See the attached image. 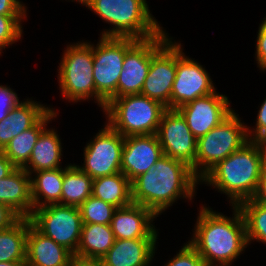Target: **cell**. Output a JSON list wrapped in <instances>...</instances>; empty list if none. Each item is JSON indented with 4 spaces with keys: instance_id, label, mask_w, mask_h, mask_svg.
Segmentation results:
<instances>
[{
    "instance_id": "6da1fadb",
    "label": "cell",
    "mask_w": 266,
    "mask_h": 266,
    "mask_svg": "<svg viewBox=\"0 0 266 266\" xmlns=\"http://www.w3.org/2000/svg\"><path fill=\"white\" fill-rule=\"evenodd\" d=\"M231 207L232 217L206 205L199 208L193 236L188 243L207 266H231L248 246L243 214L238 206Z\"/></svg>"
},
{
    "instance_id": "7a4b0ae2",
    "label": "cell",
    "mask_w": 266,
    "mask_h": 266,
    "mask_svg": "<svg viewBox=\"0 0 266 266\" xmlns=\"http://www.w3.org/2000/svg\"><path fill=\"white\" fill-rule=\"evenodd\" d=\"M200 180L187 164L164 155L155 165L131 181L132 202L150 209L157 217L179 198L190 202Z\"/></svg>"
},
{
    "instance_id": "3957f363",
    "label": "cell",
    "mask_w": 266,
    "mask_h": 266,
    "mask_svg": "<svg viewBox=\"0 0 266 266\" xmlns=\"http://www.w3.org/2000/svg\"><path fill=\"white\" fill-rule=\"evenodd\" d=\"M265 161L266 142L248 140L211 169L200 183L217 189L228 197L231 206H238L255 194Z\"/></svg>"
},
{
    "instance_id": "277c9868",
    "label": "cell",
    "mask_w": 266,
    "mask_h": 266,
    "mask_svg": "<svg viewBox=\"0 0 266 266\" xmlns=\"http://www.w3.org/2000/svg\"><path fill=\"white\" fill-rule=\"evenodd\" d=\"M83 5L103 22L113 25L101 32L103 37L145 40L159 35L164 29L153 17L146 0H87Z\"/></svg>"
},
{
    "instance_id": "5b68a950",
    "label": "cell",
    "mask_w": 266,
    "mask_h": 266,
    "mask_svg": "<svg viewBox=\"0 0 266 266\" xmlns=\"http://www.w3.org/2000/svg\"><path fill=\"white\" fill-rule=\"evenodd\" d=\"M58 66L59 89L65 100L94 101L104 110L107 103L96 93L93 76V44L82 40L64 48ZM91 98V99H90Z\"/></svg>"
},
{
    "instance_id": "8992f818",
    "label": "cell",
    "mask_w": 266,
    "mask_h": 266,
    "mask_svg": "<svg viewBox=\"0 0 266 266\" xmlns=\"http://www.w3.org/2000/svg\"><path fill=\"white\" fill-rule=\"evenodd\" d=\"M167 108L142 94L111 99L103 113L106 122L123 137L156 134Z\"/></svg>"
},
{
    "instance_id": "52a82bcc",
    "label": "cell",
    "mask_w": 266,
    "mask_h": 266,
    "mask_svg": "<svg viewBox=\"0 0 266 266\" xmlns=\"http://www.w3.org/2000/svg\"><path fill=\"white\" fill-rule=\"evenodd\" d=\"M236 114L234 110L218 126L197 139L196 158L191 170L199 180L249 140L247 124Z\"/></svg>"
},
{
    "instance_id": "ba28073f",
    "label": "cell",
    "mask_w": 266,
    "mask_h": 266,
    "mask_svg": "<svg viewBox=\"0 0 266 266\" xmlns=\"http://www.w3.org/2000/svg\"><path fill=\"white\" fill-rule=\"evenodd\" d=\"M93 44V76L96 93L108 103L118 97V80L126 52L138 41L129 37H99Z\"/></svg>"
},
{
    "instance_id": "9c48e42d",
    "label": "cell",
    "mask_w": 266,
    "mask_h": 266,
    "mask_svg": "<svg viewBox=\"0 0 266 266\" xmlns=\"http://www.w3.org/2000/svg\"><path fill=\"white\" fill-rule=\"evenodd\" d=\"M30 220L41 233L76 255L82 229L79 207L46 205L34 209Z\"/></svg>"
},
{
    "instance_id": "30bf717a",
    "label": "cell",
    "mask_w": 266,
    "mask_h": 266,
    "mask_svg": "<svg viewBox=\"0 0 266 266\" xmlns=\"http://www.w3.org/2000/svg\"><path fill=\"white\" fill-rule=\"evenodd\" d=\"M124 138L106 122L83 148L84 164L76 166L92 179L121 172Z\"/></svg>"
},
{
    "instance_id": "8fae6325",
    "label": "cell",
    "mask_w": 266,
    "mask_h": 266,
    "mask_svg": "<svg viewBox=\"0 0 266 266\" xmlns=\"http://www.w3.org/2000/svg\"><path fill=\"white\" fill-rule=\"evenodd\" d=\"M166 31L138 40L125 54L118 80V97L140 94L148 75L151 58L170 40Z\"/></svg>"
},
{
    "instance_id": "7c38bea8",
    "label": "cell",
    "mask_w": 266,
    "mask_h": 266,
    "mask_svg": "<svg viewBox=\"0 0 266 266\" xmlns=\"http://www.w3.org/2000/svg\"><path fill=\"white\" fill-rule=\"evenodd\" d=\"M182 50L181 42L177 41V71L171 90V109H178L216 91L205 67L186 56Z\"/></svg>"
},
{
    "instance_id": "4fadbf2b",
    "label": "cell",
    "mask_w": 266,
    "mask_h": 266,
    "mask_svg": "<svg viewBox=\"0 0 266 266\" xmlns=\"http://www.w3.org/2000/svg\"><path fill=\"white\" fill-rule=\"evenodd\" d=\"M156 135L164 155L194 166L197 139L177 109L164 111Z\"/></svg>"
},
{
    "instance_id": "5bb4252c",
    "label": "cell",
    "mask_w": 266,
    "mask_h": 266,
    "mask_svg": "<svg viewBox=\"0 0 266 266\" xmlns=\"http://www.w3.org/2000/svg\"><path fill=\"white\" fill-rule=\"evenodd\" d=\"M171 39L151 58L142 95L171 109V90L177 71V42Z\"/></svg>"
},
{
    "instance_id": "9a60e30c",
    "label": "cell",
    "mask_w": 266,
    "mask_h": 266,
    "mask_svg": "<svg viewBox=\"0 0 266 266\" xmlns=\"http://www.w3.org/2000/svg\"><path fill=\"white\" fill-rule=\"evenodd\" d=\"M224 94L215 91L182 105L177 110L186 120L187 126L196 139L218 126L234 110Z\"/></svg>"
},
{
    "instance_id": "2e32d148",
    "label": "cell",
    "mask_w": 266,
    "mask_h": 266,
    "mask_svg": "<svg viewBox=\"0 0 266 266\" xmlns=\"http://www.w3.org/2000/svg\"><path fill=\"white\" fill-rule=\"evenodd\" d=\"M163 156L156 134L127 136L124 138L121 172L132 181Z\"/></svg>"
},
{
    "instance_id": "e0dca14e",
    "label": "cell",
    "mask_w": 266,
    "mask_h": 266,
    "mask_svg": "<svg viewBox=\"0 0 266 266\" xmlns=\"http://www.w3.org/2000/svg\"><path fill=\"white\" fill-rule=\"evenodd\" d=\"M156 218L150 209L132 202L114 211L110 225L115 239H158Z\"/></svg>"
},
{
    "instance_id": "ac0fdd59",
    "label": "cell",
    "mask_w": 266,
    "mask_h": 266,
    "mask_svg": "<svg viewBox=\"0 0 266 266\" xmlns=\"http://www.w3.org/2000/svg\"><path fill=\"white\" fill-rule=\"evenodd\" d=\"M157 239H115L100 260L102 266H149L154 259Z\"/></svg>"
},
{
    "instance_id": "d6986e66",
    "label": "cell",
    "mask_w": 266,
    "mask_h": 266,
    "mask_svg": "<svg viewBox=\"0 0 266 266\" xmlns=\"http://www.w3.org/2000/svg\"><path fill=\"white\" fill-rule=\"evenodd\" d=\"M74 255L41 233L29 218L26 263L32 266H69Z\"/></svg>"
},
{
    "instance_id": "ffe728a7",
    "label": "cell",
    "mask_w": 266,
    "mask_h": 266,
    "mask_svg": "<svg viewBox=\"0 0 266 266\" xmlns=\"http://www.w3.org/2000/svg\"><path fill=\"white\" fill-rule=\"evenodd\" d=\"M31 98L13 107L0 121V151L17 135L32 128L52 107Z\"/></svg>"
},
{
    "instance_id": "44dd1931",
    "label": "cell",
    "mask_w": 266,
    "mask_h": 266,
    "mask_svg": "<svg viewBox=\"0 0 266 266\" xmlns=\"http://www.w3.org/2000/svg\"><path fill=\"white\" fill-rule=\"evenodd\" d=\"M0 203L7 205L20 218L31 217V175L23 168H16L11 174L0 179Z\"/></svg>"
},
{
    "instance_id": "7402d4cb",
    "label": "cell",
    "mask_w": 266,
    "mask_h": 266,
    "mask_svg": "<svg viewBox=\"0 0 266 266\" xmlns=\"http://www.w3.org/2000/svg\"><path fill=\"white\" fill-rule=\"evenodd\" d=\"M59 136L54 128L46 127L41 132L28 163L23 167L29 175L42 170L62 168L63 148Z\"/></svg>"
},
{
    "instance_id": "603a6c76",
    "label": "cell",
    "mask_w": 266,
    "mask_h": 266,
    "mask_svg": "<svg viewBox=\"0 0 266 266\" xmlns=\"http://www.w3.org/2000/svg\"><path fill=\"white\" fill-rule=\"evenodd\" d=\"M57 115V110L51 108L32 128L14 137L3 148V154L16 168H23L28 163L41 132L48 126L50 121L54 118L56 119Z\"/></svg>"
},
{
    "instance_id": "cb8c5ba5",
    "label": "cell",
    "mask_w": 266,
    "mask_h": 266,
    "mask_svg": "<svg viewBox=\"0 0 266 266\" xmlns=\"http://www.w3.org/2000/svg\"><path fill=\"white\" fill-rule=\"evenodd\" d=\"M65 167L42 170L31 174L33 211L50 204H60Z\"/></svg>"
},
{
    "instance_id": "d4e9b609",
    "label": "cell",
    "mask_w": 266,
    "mask_h": 266,
    "mask_svg": "<svg viewBox=\"0 0 266 266\" xmlns=\"http://www.w3.org/2000/svg\"><path fill=\"white\" fill-rule=\"evenodd\" d=\"M115 242L111 225L82 224L76 257L101 260Z\"/></svg>"
},
{
    "instance_id": "484cf974",
    "label": "cell",
    "mask_w": 266,
    "mask_h": 266,
    "mask_svg": "<svg viewBox=\"0 0 266 266\" xmlns=\"http://www.w3.org/2000/svg\"><path fill=\"white\" fill-rule=\"evenodd\" d=\"M92 196L116 208L130 205L131 181L122 172L95 178L92 183Z\"/></svg>"
},
{
    "instance_id": "4316f807",
    "label": "cell",
    "mask_w": 266,
    "mask_h": 266,
    "mask_svg": "<svg viewBox=\"0 0 266 266\" xmlns=\"http://www.w3.org/2000/svg\"><path fill=\"white\" fill-rule=\"evenodd\" d=\"M29 218H19L0 230V262H26Z\"/></svg>"
},
{
    "instance_id": "83f0119b",
    "label": "cell",
    "mask_w": 266,
    "mask_h": 266,
    "mask_svg": "<svg viewBox=\"0 0 266 266\" xmlns=\"http://www.w3.org/2000/svg\"><path fill=\"white\" fill-rule=\"evenodd\" d=\"M92 183L89 175L71 164L64 171L60 204L80 207L92 195Z\"/></svg>"
},
{
    "instance_id": "f1b7e54d",
    "label": "cell",
    "mask_w": 266,
    "mask_h": 266,
    "mask_svg": "<svg viewBox=\"0 0 266 266\" xmlns=\"http://www.w3.org/2000/svg\"><path fill=\"white\" fill-rule=\"evenodd\" d=\"M238 207L245 220L248 245L252 241L266 244V205L248 199Z\"/></svg>"
},
{
    "instance_id": "f546056e",
    "label": "cell",
    "mask_w": 266,
    "mask_h": 266,
    "mask_svg": "<svg viewBox=\"0 0 266 266\" xmlns=\"http://www.w3.org/2000/svg\"><path fill=\"white\" fill-rule=\"evenodd\" d=\"M81 212L82 224H105L110 225L115 206L105 201L90 196L79 207Z\"/></svg>"
},
{
    "instance_id": "4dcf8cb0",
    "label": "cell",
    "mask_w": 266,
    "mask_h": 266,
    "mask_svg": "<svg viewBox=\"0 0 266 266\" xmlns=\"http://www.w3.org/2000/svg\"><path fill=\"white\" fill-rule=\"evenodd\" d=\"M27 16L0 15V50L19 42L23 35L22 21Z\"/></svg>"
},
{
    "instance_id": "1f68e13d",
    "label": "cell",
    "mask_w": 266,
    "mask_h": 266,
    "mask_svg": "<svg viewBox=\"0 0 266 266\" xmlns=\"http://www.w3.org/2000/svg\"><path fill=\"white\" fill-rule=\"evenodd\" d=\"M181 250L163 266H207L198 252L187 242Z\"/></svg>"
},
{
    "instance_id": "d6a6232c",
    "label": "cell",
    "mask_w": 266,
    "mask_h": 266,
    "mask_svg": "<svg viewBox=\"0 0 266 266\" xmlns=\"http://www.w3.org/2000/svg\"><path fill=\"white\" fill-rule=\"evenodd\" d=\"M259 108L256 117V127L250 128L247 126V136L249 140L266 142V98Z\"/></svg>"
},
{
    "instance_id": "836d02e7",
    "label": "cell",
    "mask_w": 266,
    "mask_h": 266,
    "mask_svg": "<svg viewBox=\"0 0 266 266\" xmlns=\"http://www.w3.org/2000/svg\"><path fill=\"white\" fill-rule=\"evenodd\" d=\"M19 102L21 101L13 88L0 85V121H3L8 116V112Z\"/></svg>"
},
{
    "instance_id": "e575fe53",
    "label": "cell",
    "mask_w": 266,
    "mask_h": 266,
    "mask_svg": "<svg viewBox=\"0 0 266 266\" xmlns=\"http://www.w3.org/2000/svg\"><path fill=\"white\" fill-rule=\"evenodd\" d=\"M256 38L255 59L261 71L266 70V17L259 24Z\"/></svg>"
},
{
    "instance_id": "d590c367",
    "label": "cell",
    "mask_w": 266,
    "mask_h": 266,
    "mask_svg": "<svg viewBox=\"0 0 266 266\" xmlns=\"http://www.w3.org/2000/svg\"><path fill=\"white\" fill-rule=\"evenodd\" d=\"M0 15L27 16V7L20 0H0Z\"/></svg>"
},
{
    "instance_id": "8d00e7d4",
    "label": "cell",
    "mask_w": 266,
    "mask_h": 266,
    "mask_svg": "<svg viewBox=\"0 0 266 266\" xmlns=\"http://www.w3.org/2000/svg\"><path fill=\"white\" fill-rule=\"evenodd\" d=\"M19 218L7 205L0 203V230L10 227Z\"/></svg>"
},
{
    "instance_id": "74e56055",
    "label": "cell",
    "mask_w": 266,
    "mask_h": 266,
    "mask_svg": "<svg viewBox=\"0 0 266 266\" xmlns=\"http://www.w3.org/2000/svg\"><path fill=\"white\" fill-rule=\"evenodd\" d=\"M255 202H259L266 205V161L261 170L260 180L255 194L251 198Z\"/></svg>"
},
{
    "instance_id": "f35d334b",
    "label": "cell",
    "mask_w": 266,
    "mask_h": 266,
    "mask_svg": "<svg viewBox=\"0 0 266 266\" xmlns=\"http://www.w3.org/2000/svg\"><path fill=\"white\" fill-rule=\"evenodd\" d=\"M16 167L11 163V161L0 151V179L5 178L11 174Z\"/></svg>"
},
{
    "instance_id": "ab89813d",
    "label": "cell",
    "mask_w": 266,
    "mask_h": 266,
    "mask_svg": "<svg viewBox=\"0 0 266 266\" xmlns=\"http://www.w3.org/2000/svg\"><path fill=\"white\" fill-rule=\"evenodd\" d=\"M69 266H102L100 260L85 259L73 256Z\"/></svg>"
},
{
    "instance_id": "60d3db41",
    "label": "cell",
    "mask_w": 266,
    "mask_h": 266,
    "mask_svg": "<svg viewBox=\"0 0 266 266\" xmlns=\"http://www.w3.org/2000/svg\"><path fill=\"white\" fill-rule=\"evenodd\" d=\"M26 262H0V266H25Z\"/></svg>"
},
{
    "instance_id": "b9f144b4",
    "label": "cell",
    "mask_w": 266,
    "mask_h": 266,
    "mask_svg": "<svg viewBox=\"0 0 266 266\" xmlns=\"http://www.w3.org/2000/svg\"><path fill=\"white\" fill-rule=\"evenodd\" d=\"M68 1H69V0H68ZM74 1H75V2L77 1L78 3H80V4L83 5L87 0H71V2H74Z\"/></svg>"
}]
</instances>
